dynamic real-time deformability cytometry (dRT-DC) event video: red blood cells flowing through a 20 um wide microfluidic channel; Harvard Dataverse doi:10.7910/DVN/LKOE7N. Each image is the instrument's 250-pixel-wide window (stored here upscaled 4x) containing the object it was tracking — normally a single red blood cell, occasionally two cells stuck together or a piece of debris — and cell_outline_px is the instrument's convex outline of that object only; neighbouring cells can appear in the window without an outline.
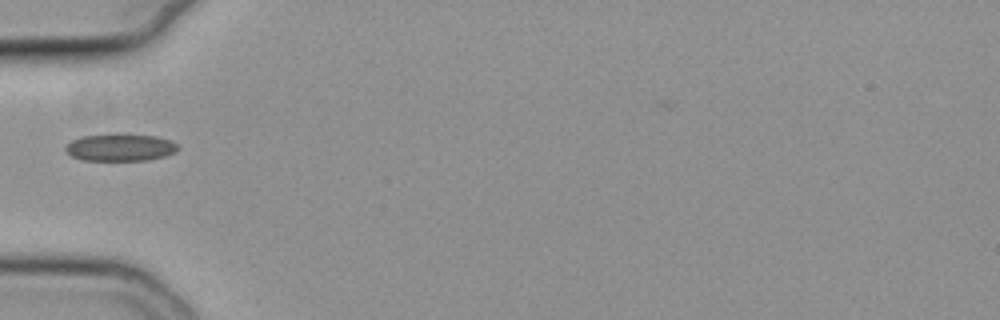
{"species": "common noctule bat (a hibernating species)", "species_latin": "Nyctalus noctula", "temperature_condition": "cold", "stored_images_in_passage": 37, "camera_frame_rate_fps": 3000, "um_per_image_px": 0.085, "animal": {"sex": "female", "body_mass_g": 19.3, "forearm_length_mm": 54.1}, "frame": {"image": 1, "passage_image": 1, "time_ms": 0.0, "image_size_px": [1000, 320], "cell_outline_px": [[176, 152], [164, 156], [148, 160], [80, 160], [72, 156], [64, 148], [72, 140], [80, 136], [116, 132], [156, 136], [172, 140], [176, 144]], "centroid_in_image_um": [10.2, 12.5], "position_along_channel_um": 74.8, "area_um2": 18.21}}
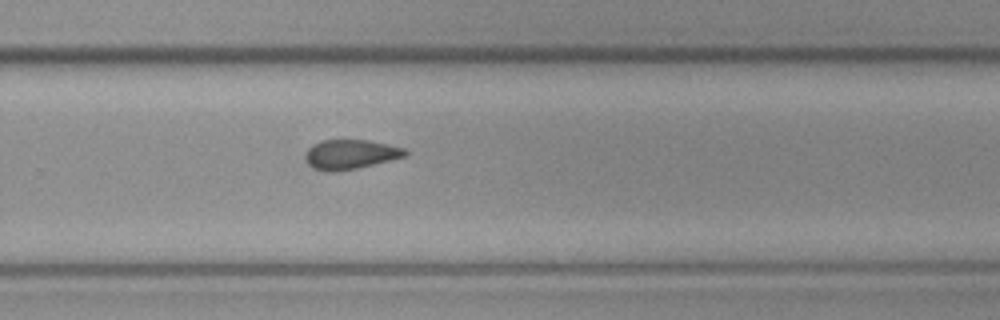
{"frame": {"image": 2, "passage_image": 19, "time_ms": 6.0, "image_size_px": [1000, 320], "cell_outline_px": [[408, 152], [404, 156], [356, 168], [336, 172], [324, 172], [312, 168], [304, 160], [304, 152], [312, 144], [320, 140], [368, 140], [388, 144], [404, 148]], "centroid_in_image_um": [29.68, 13.12], "position_along_channel_um": 300.1, "area_um2": 17.28}}
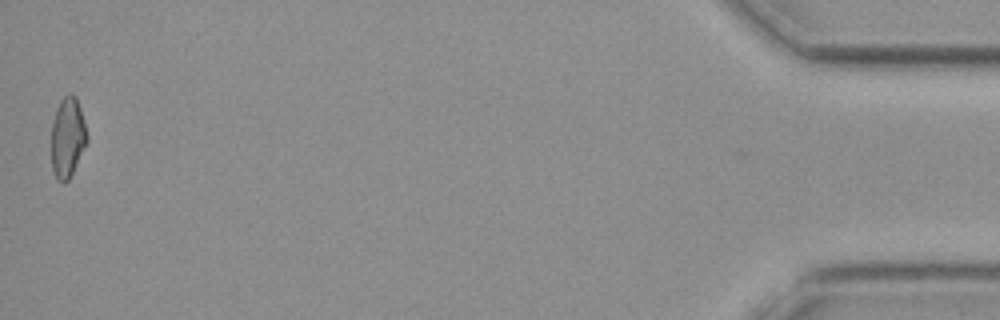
{"frame": {"image": 3, "passage_image": 37, "time_ms": 12.0, "image_size_px": [1000, 320], "cell_outline_px": [[88, 140], [68, 180], [64, 184], [56, 180], [52, 172], [52, 124], [56, 108], [60, 100], [64, 96], [76, 96], [80, 108], [88, 136]], "centroid_in_image_um": [5.73, 11.72], "position_along_channel_um": 429.5, "area_um2": 16.47}, "authors_computed_cell_mechanics": {"area_um2": 17.051, "velocity_mm_per_s": 3.7539, "shape_relaxation_time_tau1_ms": null, "shape_relaxation_time_tau2_ms": 6.3661, "deformation_change_tau1": null, "deformation_change_tau2": 0.1157}}